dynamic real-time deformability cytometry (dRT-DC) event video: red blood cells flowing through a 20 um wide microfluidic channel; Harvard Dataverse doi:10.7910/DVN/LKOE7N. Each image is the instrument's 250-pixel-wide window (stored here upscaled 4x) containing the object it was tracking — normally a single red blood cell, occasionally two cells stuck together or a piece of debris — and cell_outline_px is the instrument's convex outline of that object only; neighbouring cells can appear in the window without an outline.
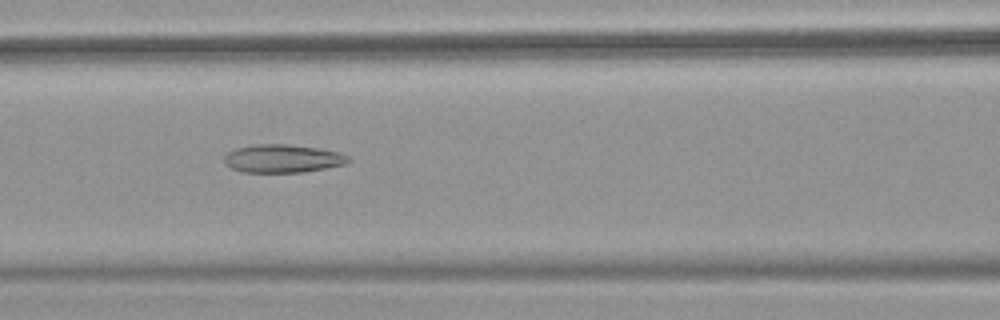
{"species": "common noctule bat (a hibernating species)", "species_latin": "Nyctalus noctula", "temperature_condition": "warm", "stored_images_in_passage": 50, "camera_frame_rate_fps": 3000, "um_per_image_px": 0.085, "animal": {"sex": "female", "body_mass_g": 18.4}, "frame": {"image": 1, "passage_image": 22, "time_ms": 7.0, "image_size_px": [1000, 320], "cell_outline_px": [[352, 160], [344, 164], [304, 172], [244, 172], [232, 168], [224, 160], [224, 156], [228, 152], [236, 148], [256, 144], [288, 144], [316, 148], [340, 152], [348, 156]], "centroid_in_image_um": [24.04, 13.47], "position_along_channel_um": 142.6, "area_um2": 20.17}}
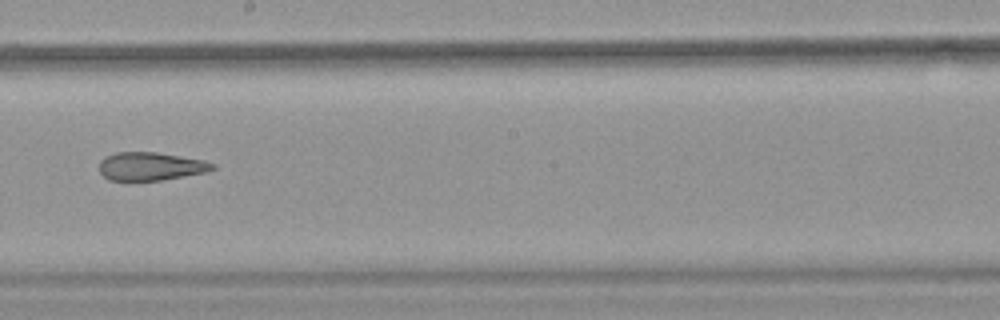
{"frame": {"image": 2, "passage_image": 29, "time_ms": 9.333, "image_size_px": [1000, 320], "cell_outline_px": [[216, 168], [208, 172], [160, 180], [108, 180], [100, 172], [100, 160], [104, 156], [116, 152], [156, 152], [204, 160], [216, 164]], "centroid_in_image_um": [12.82, 14.13], "position_along_channel_um": 235.4, "area_um2": 18.67}, "authors_computed_cell_mechanics": {"area_um2": 22.4842, "velocity_mm_per_s": 3.9964, "shape_relaxation_time_tau1_ms": null, "shape_relaxation_time_tau2_ms": 5.2866, "deformation_change_tau1": null, "deformation_change_tau2": 0.1878}}